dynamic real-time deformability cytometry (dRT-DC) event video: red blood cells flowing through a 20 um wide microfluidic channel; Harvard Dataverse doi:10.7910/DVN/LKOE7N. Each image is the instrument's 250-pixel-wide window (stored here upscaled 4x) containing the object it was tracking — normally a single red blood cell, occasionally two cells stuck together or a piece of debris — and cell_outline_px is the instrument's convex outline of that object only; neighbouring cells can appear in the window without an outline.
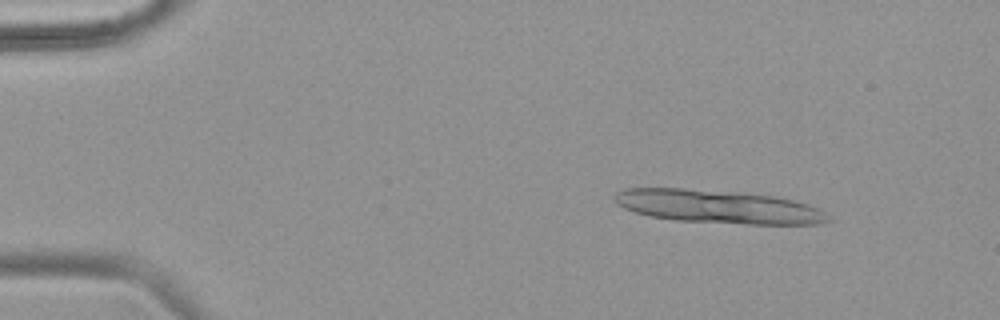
{"species": "common noctule bat (a hibernating species)", "species_latin": "Nyctalus noctula", "temperature_condition": "warm", "stored_images_in_passage": 16, "camera_frame_rate_fps": 3000, "um_per_image_px": 0.085, "animal": {"sex": "female", "body_mass_g": 18.4}, "frame": {"image": 1, "passage_image": 7, "time_ms": 2.0, "image_size_px": [1000, 320], "cell_outline_px": [[836, 220], [816, 224], [748, 224], [676, 220], [648, 216], [624, 208], [616, 204], [612, 200], [612, 196], [616, 192], [624, 188], [684, 188], [744, 192], [772, 196], [792, 200], [808, 204], [828, 212]], "centroid_in_image_um": [61.07, 17.56], "position_along_channel_um": 23.9, "area_um2": 42.02}}